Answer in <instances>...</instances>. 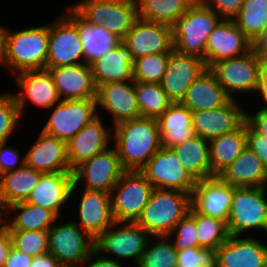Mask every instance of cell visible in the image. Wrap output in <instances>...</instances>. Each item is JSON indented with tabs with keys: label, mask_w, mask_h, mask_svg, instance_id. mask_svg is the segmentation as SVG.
<instances>
[{
	"label": "cell",
	"mask_w": 267,
	"mask_h": 267,
	"mask_svg": "<svg viewBox=\"0 0 267 267\" xmlns=\"http://www.w3.org/2000/svg\"><path fill=\"white\" fill-rule=\"evenodd\" d=\"M231 98L207 69L187 90L181 104L190 111L211 110L226 105Z\"/></svg>",
	"instance_id": "31"
},
{
	"label": "cell",
	"mask_w": 267,
	"mask_h": 267,
	"mask_svg": "<svg viewBox=\"0 0 267 267\" xmlns=\"http://www.w3.org/2000/svg\"><path fill=\"white\" fill-rule=\"evenodd\" d=\"M41 174L42 172L27 165L2 174L0 176V203L7 208L12 204L26 201Z\"/></svg>",
	"instance_id": "34"
},
{
	"label": "cell",
	"mask_w": 267,
	"mask_h": 267,
	"mask_svg": "<svg viewBox=\"0 0 267 267\" xmlns=\"http://www.w3.org/2000/svg\"><path fill=\"white\" fill-rule=\"evenodd\" d=\"M6 27L0 25V63L6 64Z\"/></svg>",
	"instance_id": "57"
},
{
	"label": "cell",
	"mask_w": 267,
	"mask_h": 267,
	"mask_svg": "<svg viewBox=\"0 0 267 267\" xmlns=\"http://www.w3.org/2000/svg\"><path fill=\"white\" fill-rule=\"evenodd\" d=\"M67 12L65 15L77 26L80 34L85 64L90 65L102 58L121 41L102 24L94 25L86 21L72 6Z\"/></svg>",
	"instance_id": "29"
},
{
	"label": "cell",
	"mask_w": 267,
	"mask_h": 267,
	"mask_svg": "<svg viewBox=\"0 0 267 267\" xmlns=\"http://www.w3.org/2000/svg\"><path fill=\"white\" fill-rule=\"evenodd\" d=\"M124 171L115 147L108 148L97 153L73 171L74 183L78 185L84 178L85 189L111 194Z\"/></svg>",
	"instance_id": "14"
},
{
	"label": "cell",
	"mask_w": 267,
	"mask_h": 267,
	"mask_svg": "<svg viewBox=\"0 0 267 267\" xmlns=\"http://www.w3.org/2000/svg\"><path fill=\"white\" fill-rule=\"evenodd\" d=\"M265 232H267V222H266V225H265Z\"/></svg>",
	"instance_id": "60"
},
{
	"label": "cell",
	"mask_w": 267,
	"mask_h": 267,
	"mask_svg": "<svg viewBox=\"0 0 267 267\" xmlns=\"http://www.w3.org/2000/svg\"><path fill=\"white\" fill-rule=\"evenodd\" d=\"M140 19L172 26L196 0H136Z\"/></svg>",
	"instance_id": "37"
},
{
	"label": "cell",
	"mask_w": 267,
	"mask_h": 267,
	"mask_svg": "<svg viewBox=\"0 0 267 267\" xmlns=\"http://www.w3.org/2000/svg\"><path fill=\"white\" fill-rule=\"evenodd\" d=\"M110 193L85 189L79 204L80 222L77 224L94 239L115 222L111 211Z\"/></svg>",
	"instance_id": "27"
},
{
	"label": "cell",
	"mask_w": 267,
	"mask_h": 267,
	"mask_svg": "<svg viewBox=\"0 0 267 267\" xmlns=\"http://www.w3.org/2000/svg\"><path fill=\"white\" fill-rule=\"evenodd\" d=\"M79 62V59H81ZM84 63V52L77 26L66 16L49 24L46 69Z\"/></svg>",
	"instance_id": "13"
},
{
	"label": "cell",
	"mask_w": 267,
	"mask_h": 267,
	"mask_svg": "<svg viewBox=\"0 0 267 267\" xmlns=\"http://www.w3.org/2000/svg\"><path fill=\"white\" fill-rule=\"evenodd\" d=\"M218 176L233 187H267V169L248 146Z\"/></svg>",
	"instance_id": "30"
},
{
	"label": "cell",
	"mask_w": 267,
	"mask_h": 267,
	"mask_svg": "<svg viewBox=\"0 0 267 267\" xmlns=\"http://www.w3.org/2000/svg\"><path fill=\"white\" fill-rule=\"evenodd\" d=\"M96 109V99L61 100L42 131L67 143L98 115Z\"/></svg>",
	"instance_id": "11"
},
{
	"label": "cell",
	"mask_w": 267,
	"mask_h": 267,
	"mask_svg": "<svg viewBox=\"0 0 267 267\" xmlns=\"http://www.w3.org/2000/svg\"><path fill=\"white\" fill-rule=\"evenodd\" d=\"M135 60L129 47L121 40L116 48L90 64L96 87L110 82L134 81Z\"/></svg>",
	"instance_id": "28"
},
{
	"label": "cell",
	"mask_w": 267,
	"mask_h": 267,
	"mask_svg": "<svg viewBox=\"0 0 267 267\" xmlns=\"http://www.w3.org/2000/svg\"><path fill=\"white\" fill-rule=\"evenodd\" d=\"M153 190L152 184L139 170H125L110 195L114 221L136 223Z\"/></svg>",
	"instance_id": "6"
},
{
	"label": "cell",
	"mask_w": 267,
	"mask_h": 267,
	"mask_svg": "<svg viewBox=\"0 0 267 267\" xmlns=\"http://www.w3.org/2000/svg\"><path fill=\"white\" fill-rule=\"evenodd\" d=\"M139 171L154 188L177 190L190 195L197 182L172 148L161 147Z\"/></svg>",
	"instance_id": "10"
},
{
	"label": "cell",
	"mask_w": 267,
	"mask_h": 267,
	"mask_svg": "<svg viewBox=\"0 0 267 267\" xmlns=\"http://www.w3.org/2000/svg\"><path fill=\"white\" fill-rule=\"evenodd\" d=\"M247 146L261 159L267 169V137L258 134L247 123Z\"/></svg>",
	"instance_id": "49"
},
{
	"label": "cell",
	"mask_w": 267,
	"mask_h": 267,
	"mask_svg": "<svg viewBox=\"0 0 267 267\" xmlns=\"http://www.w3.org/2000/svg\"><path fill=\"white\" fill-rule=\"evenodd\" d=\"M76 187L73 172L42 173L25 202L53 211L58 217Z\"/></svg>",
	"instance_id": "22"
},
{
	"label": "cell",
	"mask_w": 267,
	"mask_h": 267,
	"mask_svg": "<svg viewBox=\"0 0 267 267\" xmlns=\"http://www.w3.org/2000/svg\"><path fill=\"white\" fill-rule=\"evenodd\" d=\"M96 106L113 115L114 125L140 117L134 81L110 82L97 87Z\"/></svg>",
	"instance_id": "25"
},
{
	"label": "cell",
	"mask_w": 267,
	"mask_h": 267,
	"mask_svg": "<svg viewBox=\"0 0 267 267\" xmlns=\"http://www.w3.org/2000/svg\"><path fill=\"white\" fill-rule=\"evenodd\" d=\"M48 70L61 100L96 99L97 87L89 64L58 66Z\"/></svg>",
	"instance_id": "23"
},
{
	"label": "cell",
	"mask_w": 267,
	"mask_h": 267,
	"mask_svg": "<svg viewBox=\"0 0 267 267\" xmlns=\"http://www.w3.org/2000/svg\"><path fill=\"white\" fill-rule=\"evenodd\" d=\"M96 254H98V252L94 250L91 253L89 259L86 261V264L88 265H86L85 267H124L120 261L110 257L107 258L100 255L96 256L95 259L93 256H95Z\"/></svg>",
	"instance_id": "53"
},
{
	"label": "cell",
	"mask_w": 267,
	"mask_h": 267,
	"mask_svg": "<svg viewBox=\"0 0 267 267\" xmlns=\"http://www.w3.org/2000/svg\"><path fill=\"white\" fill-rule=\"evenodd\" d=\"M246 122L258 133L267 137V111L258 110L255 114L246 113Z\"/></svg>",
	"instance_id": "50"
},
{
	"label": "cell",
	"mask_w": 267,
	"mask_h": 267,
	"mask_svg": "<svg viewBox=\"0 0 267 267\" xmlns=\"http://www.w3.org/2000/svg\"><path fill=\"white\" fill-rule=\"evenodd\" d=\"M25 165L42 173L72 172L67 158V143L42 130L25 155Z\"/></svg>",
	"instance_id": "26"
},
{
	"label": "cell",
	"mask_w": 267,
	"mask_h": 267,
	"mask_svg": "<svg viewBox=\"0 0 267 267\" xmlns=\"http://www.w3.org/2000/svg\"><path fill=\"white\" fill-rule=\"evenodd\" d=\"M14 94H0V142H7L20 118Z\"/></svg>",
	"instance_id": "45"
},
{
	"label": "cell",
	"mask_w": 267,
	"mask_h": 267,
	"mask_svg": "<svg viewBox=\"0 0 267 267\" xmlns=\"http://www.w3.org/2000/svg\"><path fill=\"white\" fill-rule=\"evenodd\" d=\"M172 149L177 154L184 168L196 181L211 177L208 140L194 135L175 145Z\"/></svg>",
	"instance_id": "35"
},
{
	"label": "cell",
	"mask_w": 267,
	"mask_h": 267,
	"mask_svg": "<svg viewBox=\"0 0 267 267\" xmlns=\"http://www.w3.org/2000/svg\"><path fill=\"white\" fill-rule=\"evenodd\" d=\"M31 267H62L57 258L52 254L45 253L32 258Z\"/></svg>",
	"instance_id": "55"
},
{
	"label": "cell",
	"mask_w": 267,
	"mask_h": 267,
	"mask_svg": "<svg viewBox=\"0 0 267 267\" xmlns=\"http://www.w3.org/2000/svg\"><path fill=\"white\" fill-rule=\"evenodd\" d=\"M16 75V82L23 91L14 94L21 116L28 100L46 109L61 102L57 87L48 69L24 70Z\"/></svg>",
	"instance_id": "20"
},
{
	"label": "cell",
	"mask_w": 267,
	"mask_h": 267,
	"mask_svg": "<svg viewBox=\"0 0 267 267\" xmlns=\"http://www.w3.org/2000/svg\"><path fill=\"white\" fill-rule=\"evenodd\" d=\"M199 247L217 250L230 236L227 222L196 211Z\"/></svg>",
	"instance_id": "40"
},
{
	"label": "cell",
	"mask_w": 267,
	"mask_h": 267,
	"mask_svg": "<svg viewBox=\"0 0 267 267\" xmlns=\"http://www.w3.org/2000/svg\"><path fill=\"white\" fill-rule=\"evenodd\" d=\"M8 213L7 208L0 203V233L8 227V220L3 217V214Z\"/></svg>",
	"instance_id": "58"
},
{
	"label": "cell",
	"mask_w": 267,
	"mask_h": 267,
	"mask_svg": "<svg viewBox=\"0 0 267 267\" xmlns=\"http://www.w3.org/2000/svg\"><path fill=\"white\" fill-rule=\"evenodd\" d=\"M266 192V187H233L232 203L227 220L230 235H241L251 229L265 231Z\"/></svg>",
	"instance_id": "7"
},
{
	"label": "cell",
	"mask_w": 267,
	"mask_h": 267,
	"mask_svg": "<svg viewBox=\"0 0 267 267\" xmlns=\"http://www.w3.org/2000/svg\"><path fill=\"white\" fill-rule=\"evenodd\" d=\"M254 48L262 59L267 60V29L265 30L264 34L258 39V41L254 44Z\"/></svg>",
	"instance_id": "56"
},
{
	"label": "cell",
	"mask_w": 267,
	"mask_h": 267,
	"mask_svg": "<svg viewBox=\"0 0 267 267\" xmlns=\"http://www.w3.org/2000/svg\"><path fill=\"white\" fill-rule=\"evenodd\" d=\"M13 247L12 236L7 227L0 233V267H4L7 258Z\"/></svg>",
	"instance_id": "52"
},
{
	"label": "cell",
	"mask_w": 267,
	"mask_h": 267,
	"mask_svg": "<svg viewBox=\"0 0 267 267\" xmlns=\"http://www.w3.org/2000/svg\"><path fill=\"white\" fill-rule=\"evenodd\" d=\"M256 91L262 95L263 101L266 103V106L260 110L267 111V60L264 59H262Z\"/></svg>",
	"instance_id": "54"
},
{
	"label": "cell",
	"mask_w": 267,
	"mask_h": 267,
	"mask_svg": "<svg viewBox=\"0 0 267 267\" xmlns=\"http://www.w3.org/2000/svg\"><path fill=\"white\" fill-rule=\"evenodd\" d=\"M232 20L254 45L267 29V0H244Z\"/></svg>",
	"instance_id": "38"
},
{
	"label": "cell",
	"mask_w": 267,
	"mask_h": 267,
	"mask_svg": "<svg viewBox=\"0 0 267 267\" xmlns=\"http://www.w3.org/2000/svg\"><path fill=\"white\" fill-rule=\"evenodd\" d=\"M32 258L12 247L4 267H31Z\"/></svg>",
	"instance_id": "51"
},
{
	"label": "cell",
	"mask_w": 267,
	"mask_h": 267,
	"mask_svg": "<svg viewBox=\"0 0 267 267\" xmlns=\"http://www.w3.org/2000/svg\"><path fill=\"white\" fill-rule=\"evenodd\" d=\"M220 18L232 20L241 9L244 0H202Z\"/></svg>",
	"instance_id": "48"
},
{
	"label": "cell",
	"mask_w": 267,
	"mask_h": 267,
	"mask_svg": "<svg viewBox=\"0 0 267 267\" xmlns=\"http://www.w3.org/2000/svg\"><path fill=\"white\" fill-rule=\"evenodd\" d=\"M48 233V252L57 258L62 267H78L85 264L95 250V239L82 230L77 221L53 224Z\"/></svg>",
	"instance_id": "8"
},
{
	"label": "cell",
	"mask_w": 267,
	"mask_h": 267,
	"mask_svg": "<svg viewBox=\"0 0 267 267\" xmlns=\"http://www.w3.org/2000/svg\"><path fill=\"white\" fill-rule=\"evenodd\" d=\"M177 267H204V266H201V265H195V266H177Z\"/></svg>",
	"instance_id": "59"
},
{
	"label": "cell",
	"mask_w": 267,
	"mask_h": 267,
	"mask_svg": "<svg viewBox=\"0 0 267 267\" xmlns=\"http://www.w3.org/2000/svg\"><path fill=\"white\" fill-rule=\"evenodd\" d=\"M135 59L174 50L171 26L138 19L123 39Z\"/></svg>",
	"instance_id": "19"
},
{
	"label": "cell",
	"mask_w": 267,
	"mask_h": 267,
	"mask_svg": "<svg viewBox=\"0 0 267 267\" xmlns=\"http://www.w3.org/2000/svg\"><path fill=\"white\" fill-rule=\"evenodd\" d=\"M230 235L216 250V267H267V246L257 238Z\"/></svg>",
	"instance_id": "21"
},
{
	"label": "cell",
	"mask_w": 267,
	"mask_h": 267,
	"mask_svg": "<svg viewBox=\"0 0 267 267\" xmlns=\"http://www.w3.org/2000/svg\"><path fill=\"white\" fill-rule=\"evenodd\" d=\"M170 53H155L137 58L133 66L134 82L161 83Z\"/></svg>",
	"instance_id": "42"
},
{
	"label": "cell",
	"mask_w": 267,
	"mask_h": 267,
	"mask_svg": "<svg viewBox=\"0 0 267 267\" xmlns=\"http://www.w3.org/2000/svg\"><path fill=\"white\" fill-rule=\"evenodd\" d=\"M245 121L246 112L235 99L216 109L192 112V127L195 135L208 141L235 131Z\"/></svg>",
	"instance_id": "17"
},
{
	"label": "cell",
	"mask_w": 267,
	"mask_h": 267,
	"mask_svg": "<svg viewBox=\"0 0 267 267\" xmlns=\"http://www.w3.org/2000/svg\"><path fill=\"white\" fill-rule=\"evenodd\" d=\"M177 232V233H176ZM177 234L173 244L176 250L199 247L196 228V210L191 206L189 212L175 225L174 230L168 235Z\"/></svg>",
	"instance_id": "44"
},
{
	"label": "cell",
	"mask_w": 267,
	"mask_h": 267,
	"mask_svg": "<svg viewBox=\"0 0 267 267\" xmlns=\"http://www.w3.org/2000/svg\"><path fill=\"white\" fill-rule=\"evenodd\" d=\"M254 45L233 20L222 19L211 32L206 44V66L248 53Z\"/></svg>",
	"instance_id": "18"
},
{
	"label": "cell",
	"mask_w": 267,
	"mask_h": 267,
	"mask_svg": "<svg viewBox=\"0 0 267 267\" xmlns=\"http://www.w3.org/2000/svg\"><path fill=\"white\" fill-rule=\"evenodd\" d=\"M121 226L113 230L115 226ZM114 222L95 239V250L98 253H110L122 259L133 258V262H140L150 237L140 225L132 222ZM113 228V229H111Z\"/></svg>",
	"instance_id": "12"
},
{
	"label": "cell",
	"mask_w": 267,
	"mask_h": 267,
	"mask_svg": "<svg viewBox=\"0 0 267 267\" xmlns=\"http://www.w3.org/2000/svg\"><path fill=\"white\" fill-rule=\"evenodd\" d=\"M247 146V122L233 132L209 141L211 177L218 176Z\"/></svg>",
	"instance_id": "33"
},
{
	"label": "cell",
	"mask_w": 267,
	"mask_h": 267,
	"mask_svg": "<svg viewBox=\"0 0 267 267\" xmlns=\"http://www.w3.org/2000/svg\"><path fill=\"white\" fill-rule=\"evenodd\" d=\"M157 121L161 147L172 148L195 135L192 111L181 103H172Z\"/></svg>",
	"instance_id": "32"
},
{
	"label": "cell",
	"mask_w": 267,
	"mask_h": 267,
	"mask_svg": "<svg viewBox=\"0 0 267 267\" xmlns=\"http://www.w3.org/2000/svg\"><path fill=\"white\" fill-rule=\"evenodd\" d=\"M221 20L202 0H196L171 26L174 50L201 57L206 63L208 37Z\"/></svg>",
	"instance_id": "2"
},
{
	"label": "cell",
	"mask_w": 267,
	"mask_h": 267,
	"mask_svg": "<svg viewBox=\"0 0 267 267\" xmlns=\"http://www.w3.org/2000/svg\"><path fill=\"white\" fill-rule=\"evenodd\" d=\"M232 196L233 186L219 176H212L196 182L191 194V206L200 214L227 222Z\"/></svg>",
	"instance_id": "16"
},
{
	"label": "cell",
	"mask_w": 267,
	"mask_h": 267,
	"mask_svg": "<svg viewBox=\"0 0 267 267\" xmlns=\"http://www.w3.org/2000/svg\"><path fill=\"white\" fill-rule=\"evenodd\" d=\"M49 24L17 32L6 30V66L15 71L46 69Z\"/></svg>",
	"instance_id": "4"
},
{
	"label": "cell",
	"mask_w": 267,
	"mask_h": 267,
	"mask_svg": "<svg viewBox=\"0 0 267 267\" xmlns=\"http://www.w3.org/2000/svg\"><path fill=\"white\" fill-rule=\"evenodd\" d=\"M153 237L157 238V242L152 246L149 239L138 267H177V250L173 242L169 241L168 236Z\"/></svg>",
	"instance_id": "41"
},
{
	"label": "cell",
	"mask_w": 267,
	"mask_h": 267,
	"mask_svg": "<svg viewBox=\"0 0 267 267\" xmlns=\"http://www.w3.org/2000/svg\"><path fill=\"white\" fill-rule=\"evenodd\" d=\"M262 58L253 47L248 53L214 63L209 70L231 99L232 92H256Z\"/></svg>",
	"instance_id": "9"
},
{
	"label": "cell",
	"mask_w": 267,
	"mask_h": 267,
	"mask_svg": "<svg viewBox=\"0 0 267 267\" xmlns=\"http://www.w3.org/2000/svg\"><path fill=\"white\" fill-rule=\"evenodd\" d=\"M6 144L7 142H0V176L7 172L20 169L25 165V157L21 159L19 165V151L11 146L7 147Z\"/></svg>",
	"instance_id": "47"
},
{
	"label": "cell",
	"mask_w": 267,
	"mask_h": 267,
	"mask_svg": "<svg viewBox=\"0 0 267 267\" xmlns=\"http://www.w3.org/2000/svg\"><path fill=\"white\" fill-rule=\"evenodd\" d=\"M191 195L186 192L154 188L137 224L151 236H168L189 212Z\"/></svg>",
	"instance_id": "3"
},
{
	"label": "cell",
	"mask_w": 267,
	"mask_h": 267,
	"mask_svg": "<svg viewBox=\"0 0 267 267\" xmlns=\"http://www.w3.org/2000/svg\"><path fill=\"white\" fill-rule=\"evenodd\" d=\"M108 130L112 129H107L97 115L67 142V158L72 172L97 153L109 148L111 131Z\"/></svg>",
	"instance_id": "24"
},
{
	"label": "cell",
	"mask_w": 267,
	"mask_h": 267,
	"mask_svg": "<svg viewBox=\"0 0 267 267\" xmlns=\"http://www.w3.org/2000/svg\"><path fill=\"white\" fill-rule=\"evenodd\" d=\"M113 126L115 149L124 170H140L161 148L155 118L139 117Z\"/></svg>",
	"instance_id": "1"
},
{
	"label": "cell",
	"mask_w": 267,
	"mask_h": 267,
	"mask_svg": "<svg viewBox=\"0 0 267 267\" xmlns=\"http://www.w3.org/2000/svg\"><path fill=\"white\" fill-rule=\"evenodd\" d=\"M140 117L158 119L172 104L159 83L134 82Z\"/></svg>",
	"instance_id": "39"
},
{
	"label": "cell",
	"mask_w": 267,
	"mask_h": 267,
	"mask_svg": "<svg viewBox=\"0 0 267 267\" xmlns=\"http://www.w3.org/2000/svg\"><path fill=\"white\" fill-rule=\"evenodd\" d=\"M216 267V250L202 247H192L177 250V266Z\"/></svg>",
	"instance_id": "46"
},
{
	"label": "cell",
	"mask_w": 267,
	"mask_h": 267,
	"mask_svg": "<svg viewBox=\"0 0 267 267\" xmlns=\"http://www.w3.org/2000/svg\"><path fill=\"white\" fill-rule=\"evenodd\" d=\"M13 247L28 256L35 257L48 253L49 233L42 230H10Z\"/></svg>",
	"instance_id": "43"
},
{
	"label": "cell",
	"mask_w": 267,
	"mask_h": 267,
	"mask_svg": "<svg viewBox=\"0 0 267 267\" xmlns=\"http://www.w3.org/2000/svg\"><path fill=\"white\" fill-rule=\"evenodd\" d=\"M13 210L16 211V215L8 221L9 230L49 231L53 223H56L58 220V216L53 211L25 201L7 207L8 213Z\"/></svg>",
	"instance_id": "36"
},
{
	"label": "cell",
	"mask_w": 267,
	"mask_h": 267,
	"mask_svg": "<svg viewBox=\"0 0 267 267\" xmlns=\"http://www.w3.org/2000/svg\"><path fill=\"white\" fill-rule=\"evenodd\" d=\"M207 69L203 58L173 50L160 84L172 103H181L192 83Z\"/></svg>",
	"instance_id": "15"
},
{
	"label": "cell",
	"mask_w": 267,
	"mask_h": 267,
	"mask_svg": "<svg viewBox=\"0 0 267 267\" xmlns=\"http://www.w3.org/2000/svg\"><path fill=\"white\" fill-rule=\"evenodd\" d=\"M72 6L86 21L123 40L139 19L136 0H83Z\"/></svg>",
	"instance_id": "5"
}]
</instances>
